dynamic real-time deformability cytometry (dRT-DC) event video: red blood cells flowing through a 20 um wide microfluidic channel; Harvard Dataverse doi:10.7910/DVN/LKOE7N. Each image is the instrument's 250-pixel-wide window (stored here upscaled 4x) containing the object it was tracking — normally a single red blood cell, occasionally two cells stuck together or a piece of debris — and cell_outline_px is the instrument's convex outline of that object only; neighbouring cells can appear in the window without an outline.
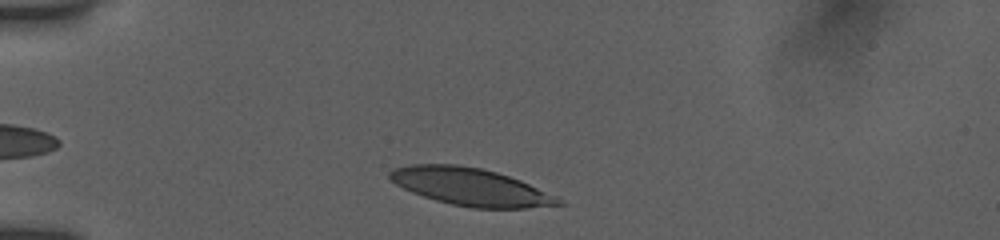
{"species": "human", "species_latin": "Homo sapiens", "temperature_condition": "room temperature", "stored_images_in_passage": 36, "camera_frame_rate_fps": 3000, "um_per_image_px": 0.085, "donor": {"sex": "female"}, "frame": {"image": 1, "passage_image": 3, "time_ms": 0.667, "image_size_px": [1000, 240], "cell_outline_px": [[564, 204], [524, 208], [472, 208], [452, 204], [436, 200], [412, 192], [396, 184], [388, 176], [388, 172], [396, 168], [408, 164], [456, 164], [480, 168], [496, 172], [520, 180], [556, 196]], "centroid_in_image_um": [39.97, 15.87], "position_along_channel_um": 45.0, "area_um2": 36.41}}
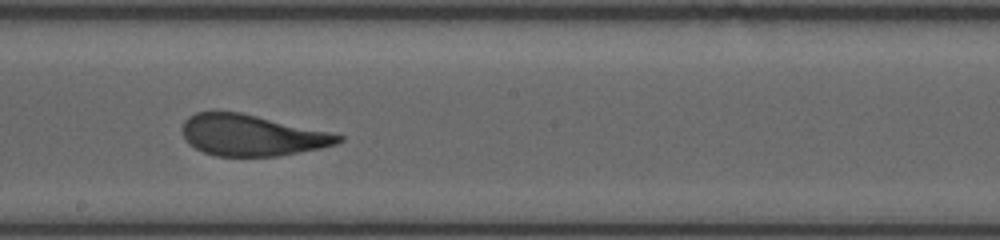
{"frame": {"image": 2, "passage_image": 20, "time_ms": 6.333, "image_size_px": [1000, 240], "cell_outline_px": [[344, 140], [336, 144], [320, 148], [276, 156], [216, 156], [204, 152], [188, 144], [184, 140], [180, 128], [184, 120], [188, 116], [196, 112], [240, 112], [332, 132], [344, 136]], "centroid_in_image_um": [21.37, 11.49], "position_along_channel_um": 226.8, "area_um2": 37.57}}
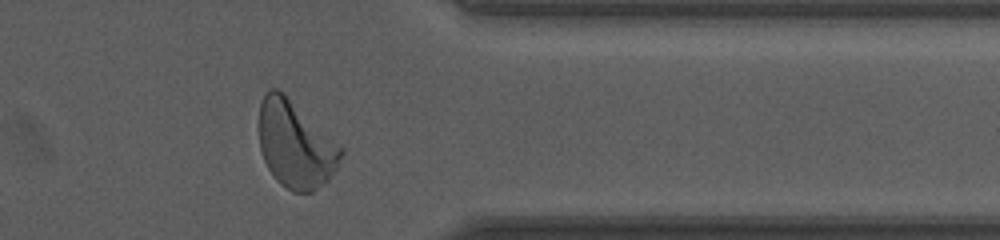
{"frame": {"image": 3, "passage_image": 33, "time_ms": 10.667, "image_size_px": [1000, 240], "cell_outline_px": [[344, 152], [336, 168], [328, 180], [324, 184], [312, 192], [292, 192], [280, 184], [276, 180], [268, 168], [264, 160], [260, 148], [256, 128], [256, 124], [260, 104], [264, 96], [272, 88], [276, 88], [344, 148]], "centroid_in_image_um": [25.07, 12.32], "position_along_channel_um": 386.3, "area_um2": 41.38}, "authors_computed_cell_mechanics": {"area_um2": 38.0902, "velocity_mm_per_s": 3.8511, "shape_relaxation_time_tau1_ms": 3.473, "shape_relaxation_time_tau2_ms": 0.8104, "deformation_change_tau1": 0.1805, "deformation_change_tau2": 0.0954}}